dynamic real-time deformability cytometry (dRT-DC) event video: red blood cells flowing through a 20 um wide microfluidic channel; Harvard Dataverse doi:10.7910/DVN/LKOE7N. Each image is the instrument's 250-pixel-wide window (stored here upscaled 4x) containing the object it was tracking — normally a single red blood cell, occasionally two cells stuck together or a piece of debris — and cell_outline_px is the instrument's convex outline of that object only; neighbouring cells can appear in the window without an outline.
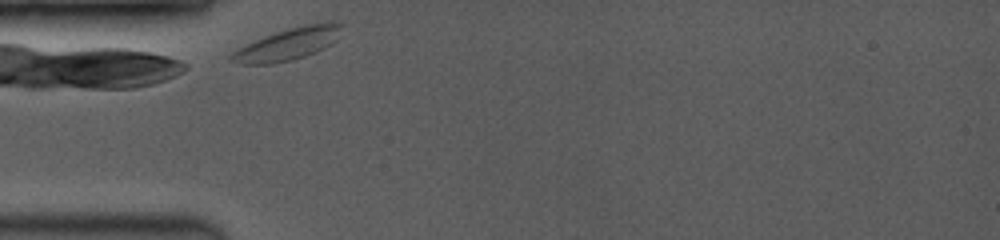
{"species": "common noctule bat (a hibernating species)", "species_latin": "Nyctalus noctula", "temperature_condition": "room temperature", "stored_images_in_passage": 21, "camera_frame_rate_fps": 3500, "um_per_image_px": 0.085, "animal": {"sex": "female", "body_mass_g": 19.0, "forearm_length_mm": 53.3}, "frame": {"image": 1, "passage_image": 1, "time_ms": 0.0, "image_size_px": [1000, 240], "cell_outline_px": [[344, 24], [340, 36], [336, 40], [324, 48], [316, 52], [292, 60], [272, 64], [240, 64], [228, 60], [228, 56], [232, 52], [264, 36], [288, 28], [304, 24], [328, 20]], "centroid_in_image_um": [24.53, 3.72], "position_along_channel_um": 60.5, "area_um2": 20.87}}
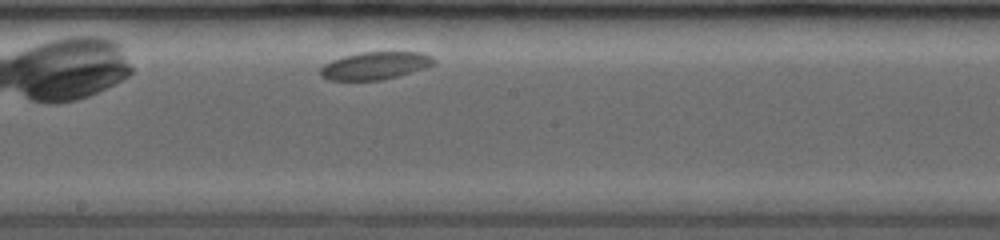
{"frame": {"image": 2, "passage_image": 11, "time_ms": 4.571, "image_size_px": [1000, 240], "cell_outline_px": [[436, 64], [424, 68], [396, 76], [380, 80], [328, 80], [320, 76], [320, 68], [324, 64], [332, 60], [344, 56], [360, 52], [420, 52], [432, 56], [436, 60]], "centroid_in_image_um": [31.88, 5.57], "position_along_channel_um": 216.3, "area_um2": 18.21}}
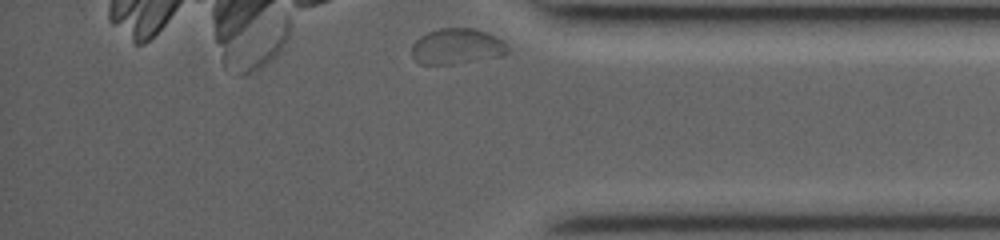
{"frame": {"image": 3, "passage_image": 21, "time_ms": 9.714, "image_size_px": [1000, 240], "cell_outline_px": [[508, 52], [504, 56], [452, 64], [420, 64], [412, 56], [412, 44], [420, 36], [428, 32], [440, 28], [476, 28], [488, 32], [504, 40], [508, 44]], "centroid_in_image_um": [38.88, 3.93], "position_along_channel_um": 396.3, "area_um2": 20.23}, "authors_computed_cell_mechanics": {"area_um2": 18.7272, "velocity_mm_per_s": 3.477, "shape_relaxation_time_tau1_ms": null, "shape_relaxation_time_tau2_ms": 9.0787, "deformation_change_tau1": null, "deformation_change_tau2": 0.0466}}